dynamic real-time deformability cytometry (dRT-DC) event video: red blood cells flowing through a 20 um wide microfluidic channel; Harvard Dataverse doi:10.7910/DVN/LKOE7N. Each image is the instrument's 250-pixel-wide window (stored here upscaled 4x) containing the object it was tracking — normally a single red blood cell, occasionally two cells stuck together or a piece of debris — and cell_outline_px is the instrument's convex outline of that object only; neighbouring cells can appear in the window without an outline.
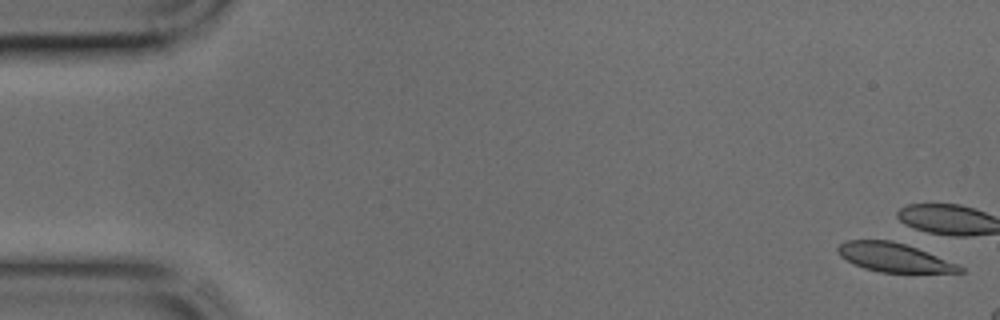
{"species": "common noctule bat (a hibernating species)", "species_latin": "Nyctalus noctula", "temperature_condition": "cold", "stored_images_in_passage": 8, "camera_frame_rate_fps": 3000, "um_per_image_px": 0.085, "animal": {"sex": "male", "body_mass_g": 17.9, "forearm_length_mm": 54.2}, "frame": {"image": 1, "passage_image": 1, "time_ms": 0.0, "image_size_px": [1000, 320], "cell_outline_px": [[964, 272], [880, 272], [864, 268], [840, 256], [836, 248], [840, 244], [848, 240], [892, 240], [916, 248], [956, 264], [964, 268]], "centroid_in_image_um": [75.95, 21.87], "position_along_channel_um": 9.1, "area_um2": 19.94}}